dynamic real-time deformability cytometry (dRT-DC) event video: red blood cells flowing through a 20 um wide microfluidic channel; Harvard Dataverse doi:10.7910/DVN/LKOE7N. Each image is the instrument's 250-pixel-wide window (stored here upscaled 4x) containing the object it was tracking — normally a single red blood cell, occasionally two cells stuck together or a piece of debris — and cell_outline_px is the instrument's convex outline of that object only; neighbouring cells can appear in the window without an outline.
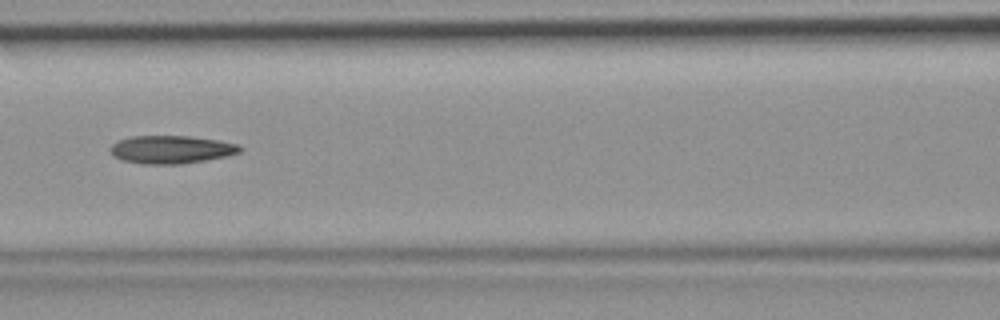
{"species": "common noctule bat (a hibernating species)", "species_latin": "Nyctalus noctula", "temperature_condition": "room temperature", "stored_images_in_passage": 20, "camera_frame_rate_fps": 3000, "um_per_image_px": 0.085, "animal": {"sex": "female", "body_mass_g": 19.9}, "frame": {"image": 1, "passage_image": 9, "time_ms": 2.667, "image_size_px": [1000, 320], "cell_outline_px": [[244, 148], [240, 152], [228, 156], [180, 164], [140, 164], [124, 160], [112, 156], [108, 148], [112, 144], [120, 140], [132, 136], [188, 136], [220, 140], [236, 144]], "centroid_in_image_um": [14.55, 12.71], "position_along_channel_um": 152.1, "area_um2": 21.21}}